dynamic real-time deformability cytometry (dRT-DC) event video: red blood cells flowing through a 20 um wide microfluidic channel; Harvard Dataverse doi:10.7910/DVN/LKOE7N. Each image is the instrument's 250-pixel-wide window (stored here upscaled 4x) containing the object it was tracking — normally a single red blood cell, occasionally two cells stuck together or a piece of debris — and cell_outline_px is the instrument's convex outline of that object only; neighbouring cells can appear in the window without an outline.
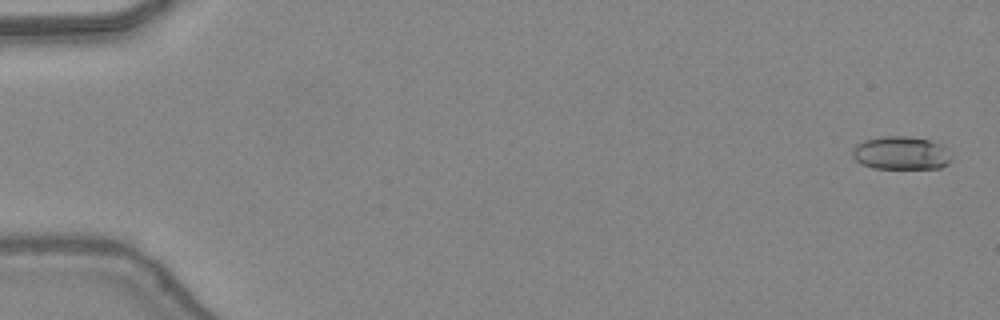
{"species": "common noctule bat (a hibernating species)", "species_latin": "Nyctalus noctula", "temperature_condition": "warm", "stored_images_in_passage": 48, "camera_frame_rate_fps": 3000, "um_per_image_px": 0.085, "animal": {"sex": "female", "body_mass_g": 24.6, "forearm_length_mm": 56.2}, "frame": {"image": 1, "passage_image": 2, "time_ms": 0.333, "image_size_px": [1000, 320], "cell_outline_px": [[952, 160], [948, 164], [940, 168], [872, 168], [856, 160], [852, 156], [852, 148], [856, 144], [864, 140], [884, 136], [908, 136], [928, 140], [940, 144], [944, 148]], "centroid_in_image_um": [76.56, 13.01], "position_along_channel_um": 8.4, "area_um2": 19.02}}
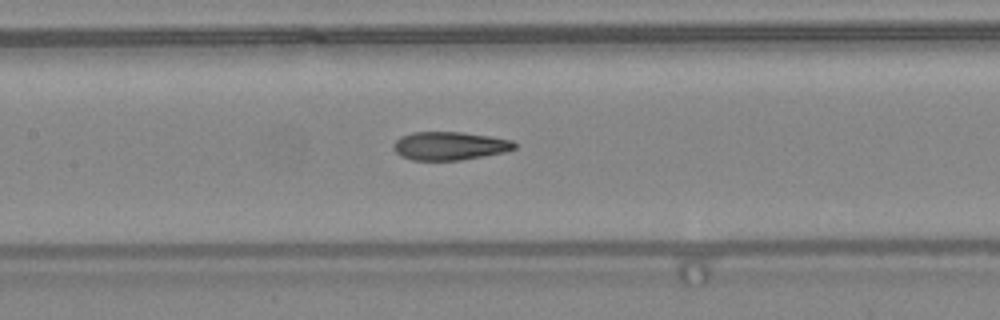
{"frame": {"image": 2, "passage_image": 24, "time_ms": 7.667, "image_size_px": [1000, 320], "cell_outline_px": [[516, 148], [504, 152], [460, 160], [412, 160], [400, 156], [392, 148], [392, 144], [400, 136], [412, 132], [460, 132], [488, 136], [512, 140], [516, 144]], "centroid_in_image_um": [38.17, 12.4], "position_along_channel_um": 169.2, "area_um2": 19.94}}
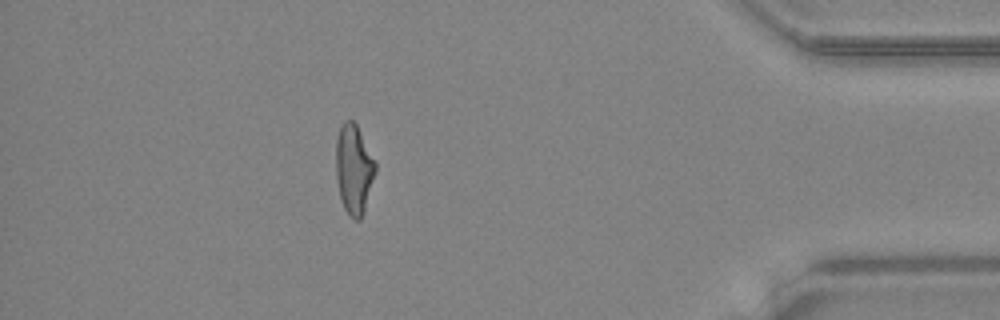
{"frame": {"image": 3, "passage_image": 43, "time_ms": 14.0, "image_size_px": [1000, 320], "cell_outline_px": [[376, 168], [364, 208], [360, 220], [356, 220], [348, 216], [340, 200], [336, 176], [336, 140], [340, 128], [344, 120], [352, 120], [356, 124], [376, 160]], "centroid_in_image_um": [30.06, 14.36], "position_along_channel_um": 405.1, "area_um2": 20.46}, "authors_computed_cell_mechanics": {"area_um2": 20.2878, "velocity_mm_per_s": 4.4211, "shape_relaxation_time_tau1_ms": 6.7661, "shape_relaxation_time_tau2_ms": 1.6745, "deformation_change_tau1": 0.2581, "deformation_change_tau2": 0.1097}}